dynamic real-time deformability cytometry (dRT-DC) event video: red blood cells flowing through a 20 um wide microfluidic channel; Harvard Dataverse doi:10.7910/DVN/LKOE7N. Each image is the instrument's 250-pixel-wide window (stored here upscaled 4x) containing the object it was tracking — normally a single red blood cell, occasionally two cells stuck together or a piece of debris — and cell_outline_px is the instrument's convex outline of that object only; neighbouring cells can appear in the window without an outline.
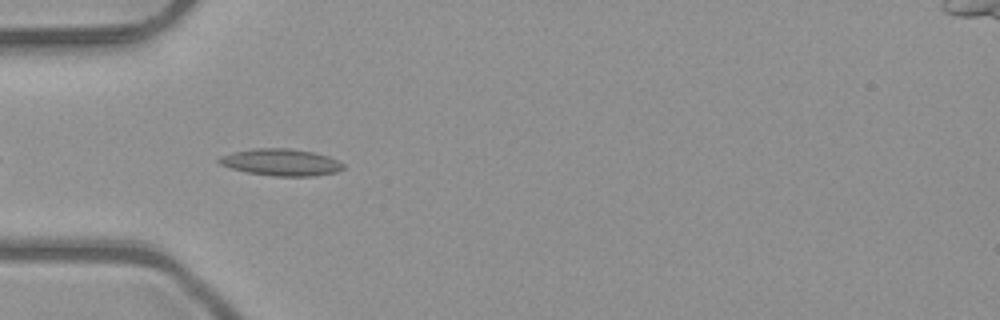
{"species": "common noctule bat (a hibernating species)", "species_latin": "Nyctalus noctula", "temperature_condition": "room temperature", "stored_images_in_passage": 6, "camera_frame_rate_fps": 3000, "um_per_image_px": 0.085, "animal": {"sex": "male", "body_mass_g": 23.1, "forearm_length_mm": 52.7}, "frame": {"image": 1, "passage_image": 3, "time_ms": 0.667, "image_size_px": [1000, 320], "cell_outline_px": [[344, 168], [336, 172], [312, 176], [272, 176], [248, 172], [232, 168], [220, 164], [216, 160], [220, 156], [236, 152], [256, 148], [288, 148], [312, 152], [328, 156], [344, 164]], "centroid_in_image_um": [23.89, 13.8], "position_along_channel_um": 61.1, "area_um2": 19.19}}